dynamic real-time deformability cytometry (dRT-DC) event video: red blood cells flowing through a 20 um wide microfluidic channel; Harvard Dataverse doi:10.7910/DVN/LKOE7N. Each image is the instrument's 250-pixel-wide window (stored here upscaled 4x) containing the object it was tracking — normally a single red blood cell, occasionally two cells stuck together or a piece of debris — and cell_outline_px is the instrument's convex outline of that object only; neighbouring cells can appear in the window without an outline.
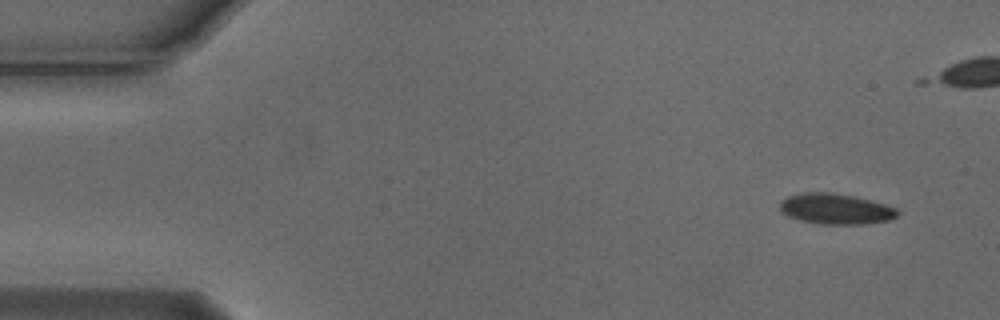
{"species": "Egyptian fruit bat (a non-hibernating species)", "species_latin": "Rousettus aegyptiacus", "temperature_condition": "cold", "stored_images_in_passage": 9, "camera_frame_rate_fps": 3000, "um_per_image_px": 0.085, "animal": {"sex": "male"}, "frame": {"image": 1, "passage_image": 1, "time_ms": 0.0, "image_size_px": [1000, 320], "cell_outline_px": [[900, 212], [896, 216], [888, 220], [864, 224], [820, 224], [800, 220], [788, 216], [780, 212], [780, 204], [788, 196], [804, 192], [828, 192], [852, 196], [884, 204], [896, 208]], "centroid_in_image_um": [71.01, 17.76], "position_along_channel_um": 14.0, "area_um2": 20.75}}